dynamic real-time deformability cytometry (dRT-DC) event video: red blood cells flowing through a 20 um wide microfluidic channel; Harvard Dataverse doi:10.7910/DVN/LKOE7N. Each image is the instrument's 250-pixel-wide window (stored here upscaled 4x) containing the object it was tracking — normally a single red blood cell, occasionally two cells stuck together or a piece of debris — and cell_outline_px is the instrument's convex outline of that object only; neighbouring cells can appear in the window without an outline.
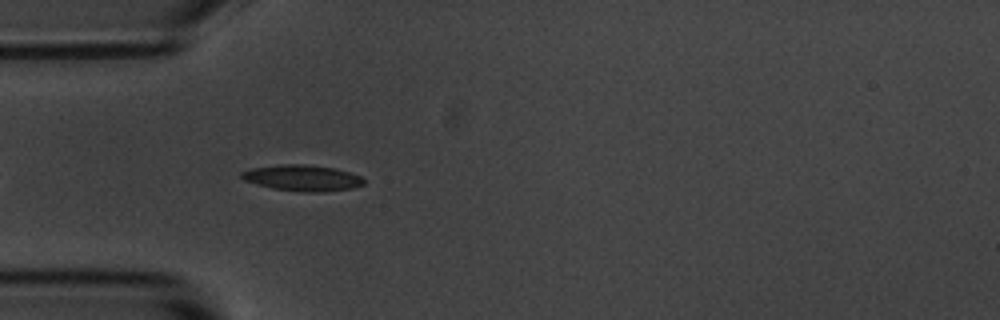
{"species": "common noctule bat (a hibernating species)", "species_latin": "Nyctalus noctula", "temperature_condition": "room temperature", "stored_images_in_passage": 5, "camera_frame_rate_fps": 3000, "um_per_image_px": 0.085, "animal": {"sex": "male", "body_mass_g": 20.1, "forearm_length_mm": 53.5}, "frame": {"image": 1, "passage_image": 5, "time_ms": 4.667, "image_size_px": [1000, 320], "cell_outline_px": [[364, 184], [352, 188], [324, 192], [304, 192], [272, 188], [244, 180], [240, 176], [240, 172], [252, 168], [280, 164], [308, 164], [336, 168], [360, 176], [364, 180]], "centroid_in_image_um": [25.7, 15.12], "position_along_channel_um": 59.3, "area_um2": 18.55}}